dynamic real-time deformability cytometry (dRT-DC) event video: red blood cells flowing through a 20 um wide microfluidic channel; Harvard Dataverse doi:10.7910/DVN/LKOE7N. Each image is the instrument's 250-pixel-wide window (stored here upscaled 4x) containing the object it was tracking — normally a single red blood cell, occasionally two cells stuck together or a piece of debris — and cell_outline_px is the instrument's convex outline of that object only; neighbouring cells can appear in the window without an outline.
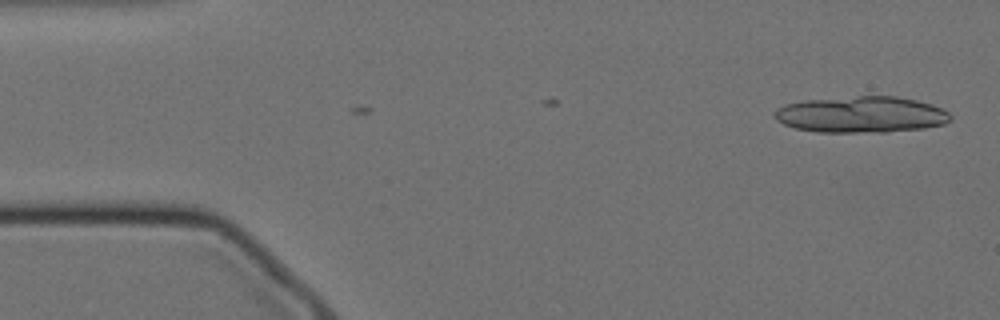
{"species": "Egyptian fruit bat (a non-hibernating species)", "species_latin": "Rousettus aegyptiacus", "temperature_condition": "cold", "stored_images_in_passage": 2, "camera_frame_rate_fps": 3000, "um_per_image_px": 0.085, "animal": {"sex": "female"}, "frame": {"image": 1, "passage_image": 2, "time_ms": 0.333, "image_size_px": [1000, 320], "cell_outline_px": [[952, 120], [944, 124], [924, 128], [888, 132], [816, 132], [796, 128], [784, 124], [776, 120], [772, 116], [772, 112], [776, 108], [784, 104], [804, 100], [860, 96], [896, 96], [916, 100], [932, 104], [948, 112], [952, 116]], "centroid_in_image_um": [73.18, 9.74], "position_along_channel_um": 11.8, "area_um2": 37.51}}